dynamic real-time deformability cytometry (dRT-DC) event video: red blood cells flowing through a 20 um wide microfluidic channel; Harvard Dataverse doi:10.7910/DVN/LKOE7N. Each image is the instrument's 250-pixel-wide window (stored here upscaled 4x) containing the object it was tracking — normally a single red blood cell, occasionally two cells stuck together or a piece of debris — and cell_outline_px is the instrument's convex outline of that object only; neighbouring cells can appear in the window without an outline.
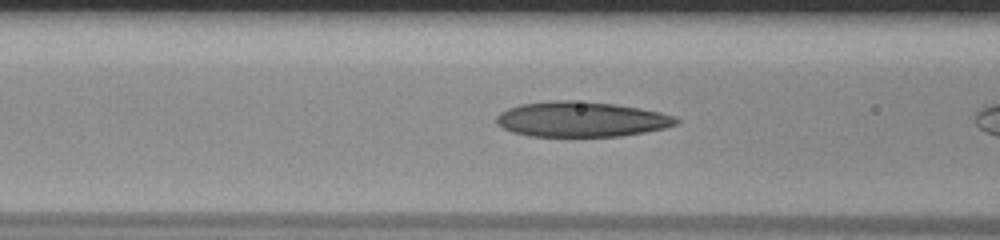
{"species": "human", "species_latin": "Homo sapiens", "temperature_condition": "room temperature", "stored_images_in_passage": 9, "camera_frame_rate_fps": 3000, "um_per_image_px": 0.085, "donor": {"sex": "male"}, "frame": {"image": 1, "passage_image": 3, "time_ms": 0.667, "image_size_px": [1000, 240], "cell_outline_px": [[680, 120], [676, 124], [664, 128], [644, 132], [620, 136], [532, 136], [516, 132], [504, 128], [496, 124], [496, 116], [500, 112], [508, 108], [520, 104], [552, 100], [572, 100], [612, 104], [640, 108], [660, 112], [672, 116]], "centroid_in_image_um": [49.38, 10.13], "position_along_channel_um": 117.2, "area_um2": 36.59}}
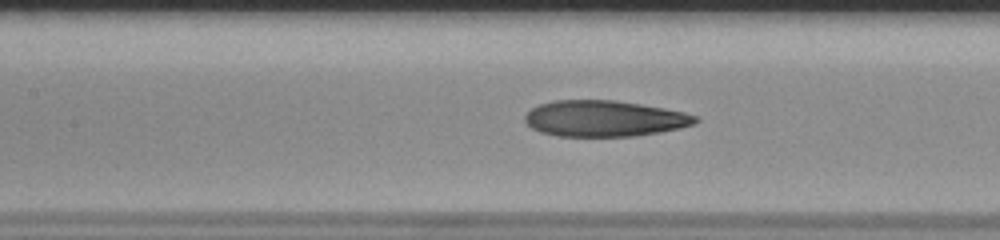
{"frame": {"image": 2, "passage_image": 6, "time_ms": 1.667, "image_size_px": [1000, 240], "cell_outline_px": [[700, 120], [696, 124], [680, 128], [660, 132], [636, 136], [556, 136], [540, 132], [532, 128], [524, 120], [524, 116], [532, 108], [540, 104], [552, 100], [612, 100], [640, 104], [664, 108], [684, 112], [696, 116]], "centroid_in_image_um": [51.38, 10.08], "position_along_channel_um": 156.0, "area_um2": 35.89}}